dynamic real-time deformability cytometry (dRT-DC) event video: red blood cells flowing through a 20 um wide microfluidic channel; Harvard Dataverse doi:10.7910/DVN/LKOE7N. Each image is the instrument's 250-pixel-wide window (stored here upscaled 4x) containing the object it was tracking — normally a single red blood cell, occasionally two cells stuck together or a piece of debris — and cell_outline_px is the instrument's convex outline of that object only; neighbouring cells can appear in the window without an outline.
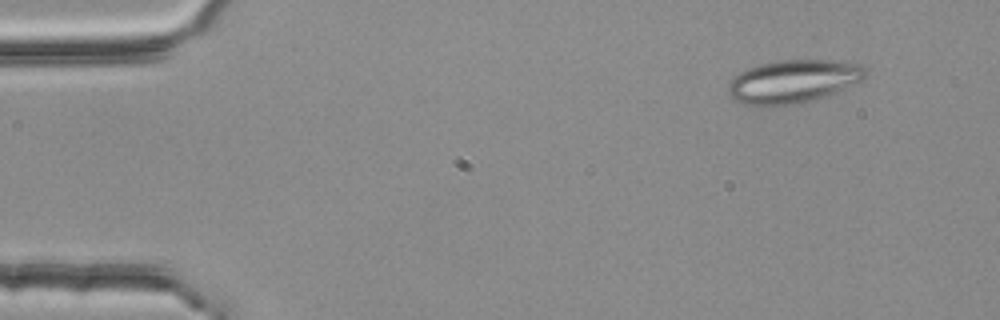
{"species": "common noctule bat (a hibernating species)", "species_latin": "Nyctalus noctula", "temperature_condition": "room temperature", "stored_images_in_passage": 4, "camera_frame_rate_fps": 3000, "um_per_image_px": 0.085, "animal": {"sex": "female", "body_mass_g": 25.1}, "frame": {"image": 1, "passage_image": 2, "time_ms": 0.333, "image_size_px": [1000, 320], "cell_outline_px": [[868, 72], [864, 80], [828, 96], [800, 104], [760, 108], [740, 104], [728, 92], [728, 84], [732, 76], [748, 68], [760, 64], [776, 60], [832, 60], [860, 64], [868, 68]], "centroid_in_image_um": [67.43, 6.95], "position_along_channel_um": 17.6, "area_um2": 35.6}}